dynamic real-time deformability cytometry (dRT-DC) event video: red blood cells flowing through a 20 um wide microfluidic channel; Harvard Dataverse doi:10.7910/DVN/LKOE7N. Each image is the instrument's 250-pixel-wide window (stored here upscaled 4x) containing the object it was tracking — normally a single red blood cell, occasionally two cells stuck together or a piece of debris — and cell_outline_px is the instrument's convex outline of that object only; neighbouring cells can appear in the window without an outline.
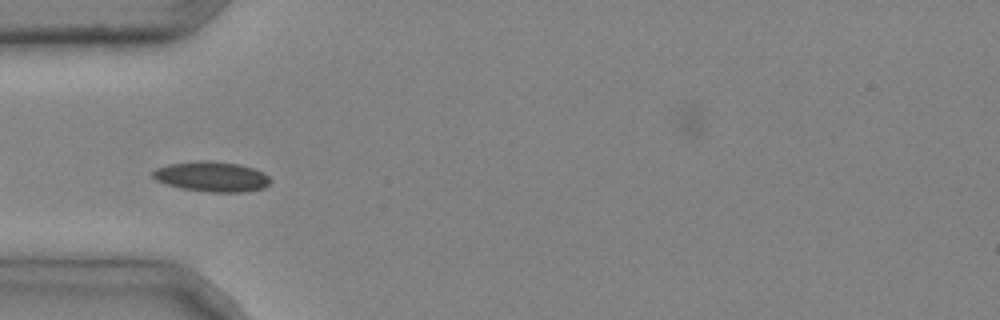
{"species": "common noctule bat (a hibernating species)", "species_latin": "Nyctalus noctula", "temperature_condition": "cold", "stored_images_in_passage": 6, "camera_frame_rate_fps": 3000, "um_per_image_px": 0.085, "animal": {"sex": "male", "body_mass_g": 20.4}, "frame": {"image": 1, "passage_image": 5, "time_ms": 1.333, "image_size_px": [1000, 320], "cell_outline_px": [[272, 180], [264, 188], [248, 192], [208, 192], [180, 188], [156, 180], [152, 176], [152, 172], [156, 168], [168, 164], [200, 160], [208, 160], [240, 164], [264, 172]], "centroid_in_image_um": [18.02, 15.01], "position_along_channel_um": 67.0, "area_um2": 20.81}}